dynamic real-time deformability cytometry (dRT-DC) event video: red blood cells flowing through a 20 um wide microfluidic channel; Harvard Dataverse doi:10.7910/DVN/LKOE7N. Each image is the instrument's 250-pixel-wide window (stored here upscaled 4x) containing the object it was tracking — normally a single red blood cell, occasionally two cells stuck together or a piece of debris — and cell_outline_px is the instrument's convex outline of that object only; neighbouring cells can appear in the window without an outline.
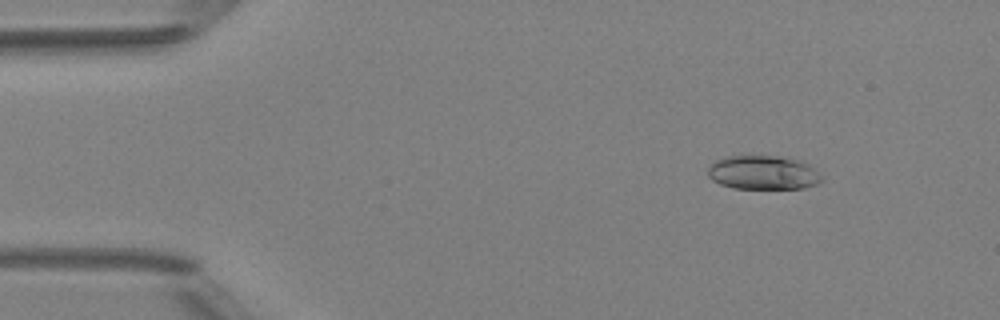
{"species": "Egyptian fruit bat (a non-hibernating species)", "species_latin": "Rousettus aegyptiacus", "temperature_condition": "room temperature", "stored_images_in_passage": 3, "camera_frame_rate_fps": 3000, "um_per_image_px": 0.085, "animal": {"sex": "female"}, "frame": {"image": 1, "passage_image": 1, "time_ms": 0.0, "image_size_px": [1000, 320], "cell_outline_px": [[824, 180], [816, 184], [804, 188], [732, 188], [720, 184], [712, 180], [708, 176], [708, 168], [716, 160], [728, 156], [780, 156], [800, 160], [808, 164]], "centroid_in_image_um": [64.85, 14.67], "position_along_channel_um": 20.2, "area_um2": 22.37}}
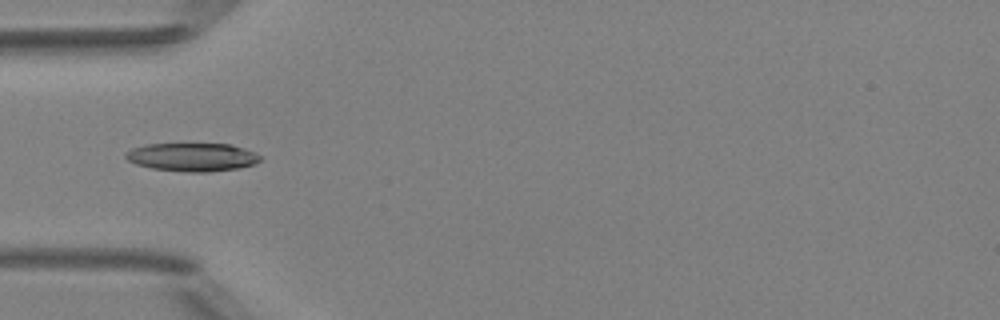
{"frame": {"image": 2, "passage_image": 3, "time_ms": 3.333, "image_size_px": [1000, 320], "cell_outline_px": [[260, 160], [252, 164], [236, 168], [208, 172], [188, 172], [152, 168], [136, 164], [128, 160], [124, 156], [124, 152], [132, 148], [144, 144], [232, 144], [256, 152], [260, 156]], "centroid_in_image_um": [16.31, 13.34], "position_along_channel_um": 68.7, "area_um2": 22.14}}